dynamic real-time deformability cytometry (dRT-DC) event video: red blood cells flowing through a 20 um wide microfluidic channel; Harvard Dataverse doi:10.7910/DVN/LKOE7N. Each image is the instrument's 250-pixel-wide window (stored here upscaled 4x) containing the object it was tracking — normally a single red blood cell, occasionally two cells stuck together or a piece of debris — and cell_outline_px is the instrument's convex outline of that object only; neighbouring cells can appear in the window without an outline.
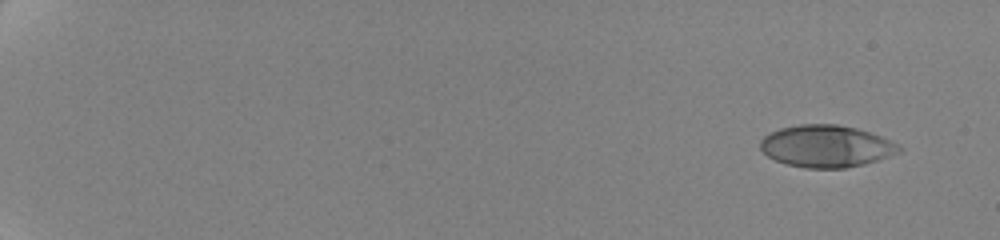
{"species": "human", "species_latin": "Homo sapiens", "temperature_condition": "cold", "stored_images_in_passage": 55, "camera_frame_rate_fps": 3000, "um_per_image_px": 0.085, "donor": {"sex": "female"}, "frame": {"image": 1, "passage_image": 1, "time_ms": 0.0, "image_size_px": [1000, 240], "cell_outline_px": [[900, 152], [864, 164], [844, 168], [804, 168], [788, 164], [776, 160], [768, 156], [760, 148], [760, 140], [764, 136], [780, 128], [800, 124], [836, 124], [856, 128], [880, 136], [896, 144], [900, 148]], "centroid_in_image_um": [70.19, 12.42], "position_along_channel_um": 14.8, "area_um2": 33.58}}
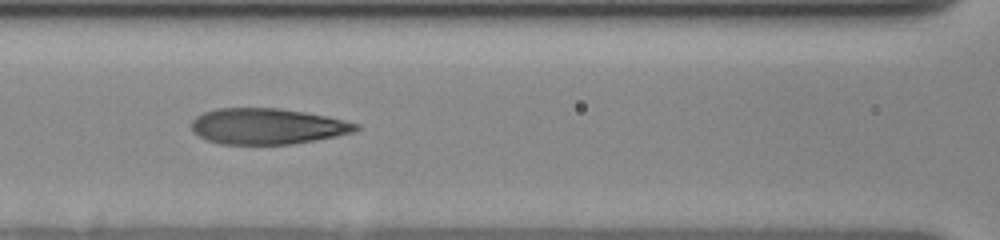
{"frame": {"image": 2, "passage_image": 47, "time_ms": 9.0, "image_size_px": [1000, 240], "cell_outline_px": [[360, 128], [356, 132], [316, 140], [292, 144], [220, 144], [208, 140], [192, 132], [192, 120], [196, 116], [204, 112], [216, 108], [280, 108], [304, 112], [324, 116], [360, 124]], "centroid_in_image_um": [22.72, 10.73], "position_along_channel_um": 143.9, "area_um2": 34.39}}
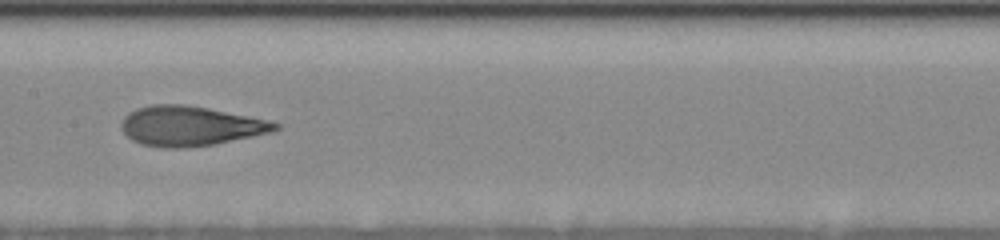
{"frame": {"image": 3, "passage_image": 54, "time_ms": 10.333, "image_size_px": [1000, 240], "cell_outline_px": [[280, 128], [272, 132], [212, 144], [188, 148], [160, 148], [140, 144], [132, 140], [120, 128], [120, 124], [124, 116], [128, 112], [136, 108], [152, 104], [184, 104], [208, 108], [268, 120], [280, 124]], "centroid_in_image_um": [16.12, 10.71], "position_along_channel_um": 191.3, "area_um2": 35.72}}